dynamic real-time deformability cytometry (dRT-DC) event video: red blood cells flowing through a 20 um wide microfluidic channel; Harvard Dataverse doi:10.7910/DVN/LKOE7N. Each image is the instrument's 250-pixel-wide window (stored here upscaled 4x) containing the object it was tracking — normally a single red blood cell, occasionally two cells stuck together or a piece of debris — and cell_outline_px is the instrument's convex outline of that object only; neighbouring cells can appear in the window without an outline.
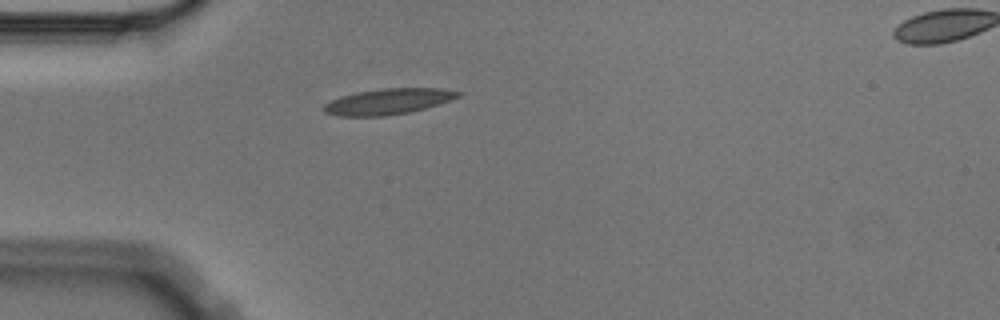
{"species": "Egyptian fruit bat (a non-hibernating species)", "species_latin": "Rousettus aegyptiacus", "temperature_condition": "cold", "stored_images_in_passage": 2, "camera_frame_rate_fps": 3000, "um_per_image_px": 0.085, "animal": {"sex": "male"}, "frame": {"image": 1, "passage_image": 1, "time_ms": 0.0, "image_size_px": [1000, 320], "cell_outline_px": [[464, 92], [460, 96], [424, 108], [408, 112], [384, 116], [336, 116], [324, 112], [320, 108], [324, 104], [340, 96], [356, 92], [380, 88], [440, 88]], "centroid_in_image_um": [32.93, 8.62], "position_along_channel_um": 52.1, "area_um2": 20.17}}